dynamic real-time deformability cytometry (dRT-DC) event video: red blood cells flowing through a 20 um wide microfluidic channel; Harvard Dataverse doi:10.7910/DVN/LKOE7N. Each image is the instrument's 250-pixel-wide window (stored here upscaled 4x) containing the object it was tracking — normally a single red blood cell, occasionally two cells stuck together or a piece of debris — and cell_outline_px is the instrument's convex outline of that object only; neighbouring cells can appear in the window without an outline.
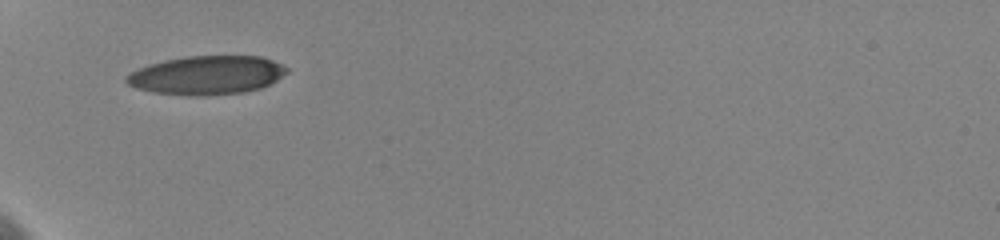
{"species": "human", "species_latin": "Homo sapiens", "temperature_condition": "cold", "stored_images_in_passage": 4, "camera_frame_rate_fps": 3000, "um_per_image_px": 0.085, "donor": {"sex": "female"}, "frame": {"image": 1, "passage_image": 1, "time_ms": 0.0, "image_size_px": [1000, 240], "cell_outline_px": [[288, 72], [276, 80], [260, 88], [244, 92], [204, 96], [192, 96], [152, 92], [136, 88], [128, 84], [124, 80], [124, 76], [148, 64], [164, 60], [188, 56], [260, 56], [272, 60], [288, 68]], "centroid_in_image_um": [17.55, 6.39], "position_along_channel_um": 67.5, "area_um2": 36.18}}
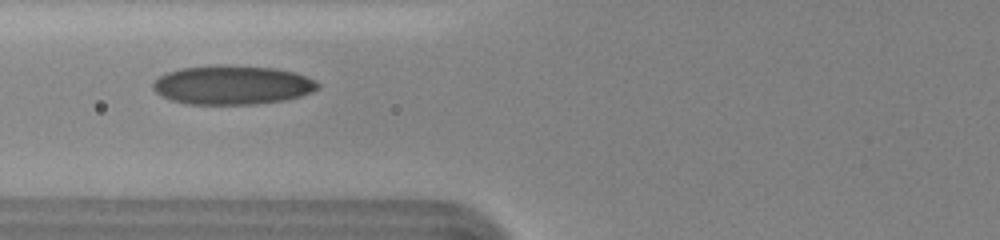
{"frame": {"image": 2, "passage_image": 2, "time_ms": 1.333, "image_size_px": [1000, 240], "cell_outline_px": [[320, 88], [312, 92], [300, 96], [284, 100], [256, 104], [188, 104], [172, 100], [156, 92], [152, 88], [152, 84], [160, 76], [168, 72], [180, 68], [216, 64], [276, 68], [292, 72], [316, 80], [320, 84]], "centroid_in_image_um": [19.76, 7.22], "position_along_channel_um": 106.0, "area_um2": 37.51}}